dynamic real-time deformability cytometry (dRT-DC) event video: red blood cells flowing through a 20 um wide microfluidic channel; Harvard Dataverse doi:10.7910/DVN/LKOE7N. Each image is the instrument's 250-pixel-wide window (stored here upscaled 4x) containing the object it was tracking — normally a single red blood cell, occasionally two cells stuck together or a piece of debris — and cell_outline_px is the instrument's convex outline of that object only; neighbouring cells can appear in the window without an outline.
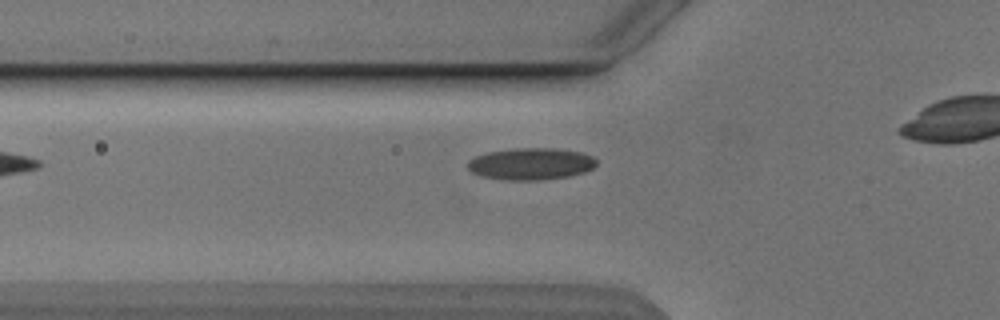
{"species": "Egyptian fruit bat (a non-hibernating species)", "species_latin": "Rousettus aegyptiacus", "temperature_condition": "cold", "stored_images_in_passage": 9, "camera_frame_rate_fps": 3000, "um_per_image_px": 0.085, "animal": {"sex": "male"}, "frame": {"image": 1, "passage_image": 7, "time_ms": 7.333, "image_size_px": [1000, 320], "cell_outline_px": [[596, 164], [592, 168], [584, 172], [568, 176], [540, 180], [504, 180], [480, 176], [472, 172], [468, 168], [468, 160], [476, 156], [488, 152], [512, 148], [552, 148], [580, 152], [592, 156], [596, 160]], "centroid_in_image_um": [45.09, 13.93], "position_along_channel_um": 80.7, "area_um2": 23.87}}